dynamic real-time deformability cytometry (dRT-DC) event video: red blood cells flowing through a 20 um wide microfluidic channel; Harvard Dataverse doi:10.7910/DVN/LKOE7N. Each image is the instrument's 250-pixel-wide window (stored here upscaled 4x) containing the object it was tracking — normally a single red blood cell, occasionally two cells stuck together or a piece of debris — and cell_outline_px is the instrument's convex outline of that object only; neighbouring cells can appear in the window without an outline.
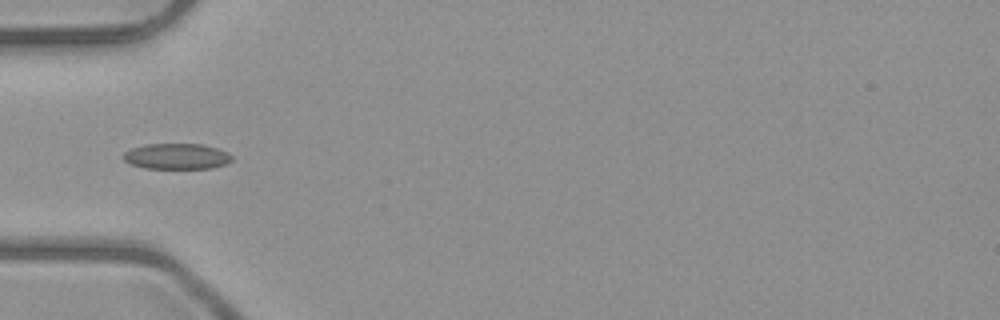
{"species": "common noctule bat (a hibernating species)", "species_latin": "Nyctalus noctula", "temperature_condition": "room temperature", "stored_images_in_passage": 9, "camera_frame_rate_fps": 3000, "um_per_image_px": 0.085, "animal": {"sex": "male", "body_mass_g": 23.1, "forearm_length_mm": 52.7}, "frame": {"image": 1, "passage_image": 7, "time_ms": 7.0, "image_size_px": [1000, 320], "cell_outline_px": [[232, 160], [224, 164], [212, 168], [144, 168], [132, 164], [124, 160], [124, 152], [132, 148], [148, 144], [200, 144], [216, 148], [228, 152], [232, 156]], "centroid_in_image_um": [15.03, 13.29], "position_along_channel_um": 70.0, "area_um2": 16.07}}
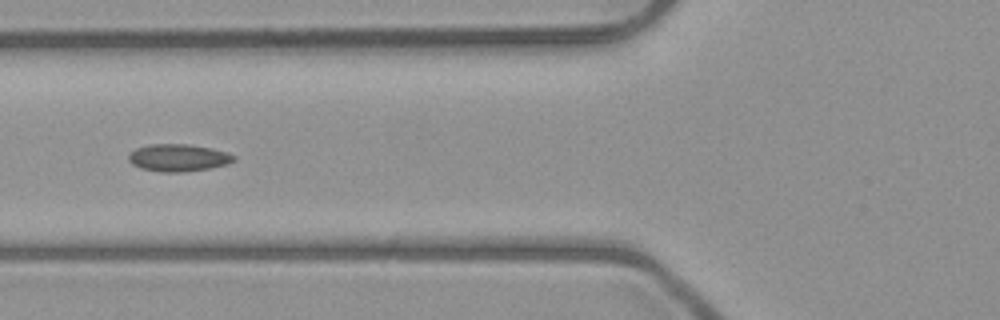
{"frame": {"image": 2, "passage_image": 8, "time_ms": 8.0, "image_size_px": [1000, 320], "cell_outline_px": [[236, 160], [228, 164], [212, 168], [184, 172], [160, 172], [140, 168], [132, 164], [128, 160], [128, 156], [136, 148], [148, 144], [188, 144], [212, 148], [236, 156]], "centroid_in_image_um": [15.16, 13.41], "position_along_channel_um": 110.6, "area_um2": 16.88}}
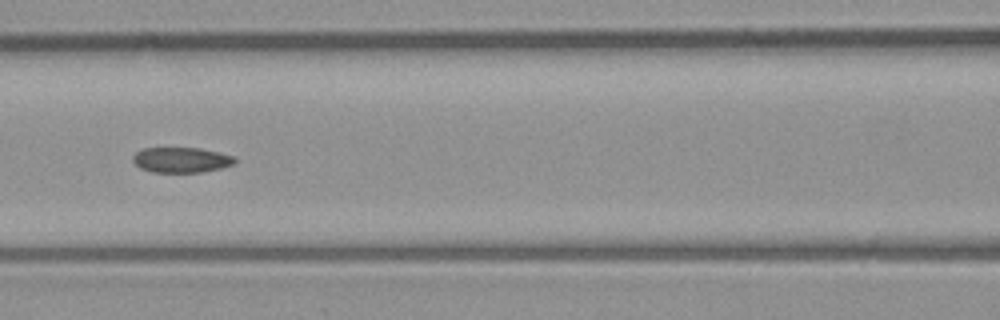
{"frame": {"image": 3, "passage_image": 9, "time_ms": 9.0, "image_size_px": [1000, 320], "cell_outline_px": [[236, 164], [220, 168], [200, 172], [152, 172], [140, 168], [132, 160], [132, 156], [136, 152], [144, 148], [200, 148], [232, 156], [236, 160]], "centroid_in_image_um": [15.38, 13.59], "position_along_channel_um": 151.2, "area_um2": 14.91}}